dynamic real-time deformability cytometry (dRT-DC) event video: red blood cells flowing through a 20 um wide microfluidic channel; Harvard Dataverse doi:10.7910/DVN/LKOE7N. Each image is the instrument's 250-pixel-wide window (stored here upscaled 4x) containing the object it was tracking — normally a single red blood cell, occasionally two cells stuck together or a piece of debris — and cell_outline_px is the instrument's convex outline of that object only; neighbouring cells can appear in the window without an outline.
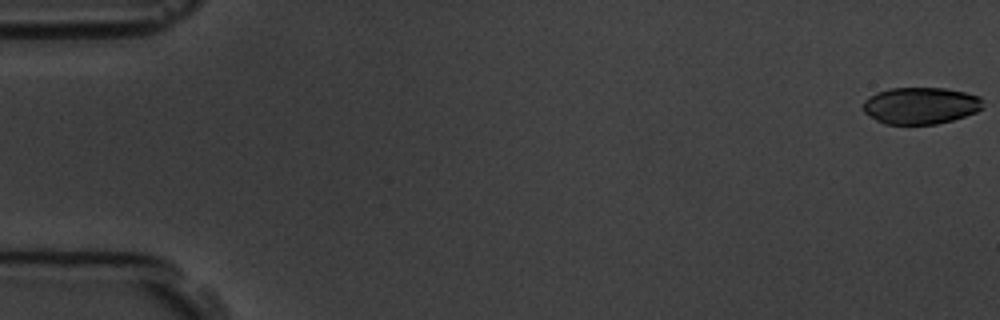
{"species": "common noctule bat (a hibernating species)", "species_latin": "Nyctalus noctula", "temperature_condition": "room temperature", "stored_images_in_passage": 58, "camera_frame_rate_fps": 3000, "um_per_image_px": 0.085, "animal": {"sex": "male", "body_mass_g": 19.5, "forearm_length_mm": 54.6}, "frame": {"image": 1, "passage_image": 1, "time_ms": 0.0, "image_size_px": [1000, 320], "cell_outline_px": [[984, 108], [976, 112], [952, 120], [936, 124], [884, 124], [876, 120], [864, 112], [864, 100], [868, 96], [876, 92], [892, 88], [944, 88], [964, 92], [980, 96]], "centroid_in_image_um": [78.25, 8.97], "position_along_channel_um": 6.8, "area_um2": 25.72}}
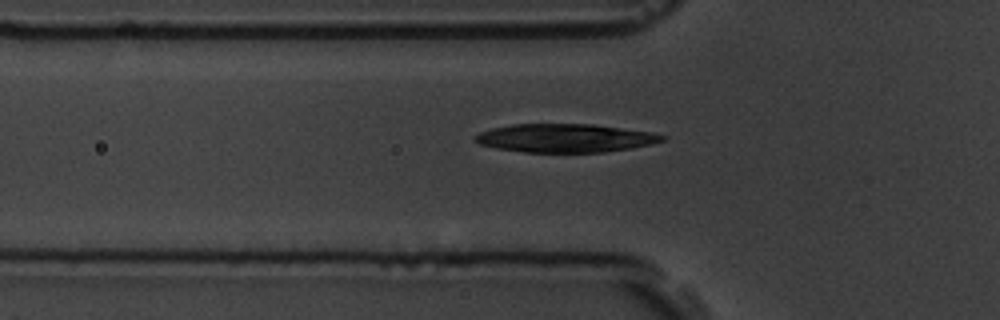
{"frame": {"image": 2, "passage_image": 20, "time_ms": 6.333, "image_size_px": [1000, 320], "cell_outline_px": [[668, 136], [664, 140], [652, 144], [632, 148], [604, 152], [524, 152], [496, 148], [480, 144], [472, 140], [472, 136], [480, 132], [492, 128], [512, 124], [592, 124], [652, 132]], "centroid_in_image_um": [48.03, 11.73], "position_along_channel_um": 77.8, "area_um2": 31.15}}
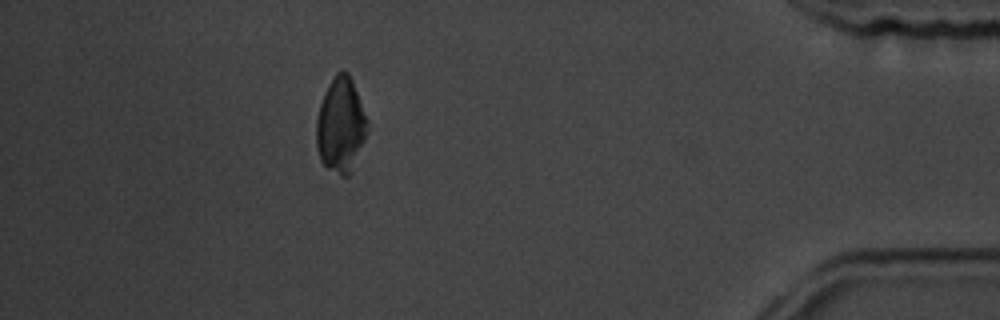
{"frame": {"image": 3, "passage_image": 52, "time_ms": 17.0, "image_size_px": [1000, 320], "cell_outline_px": [[368, 124], [364, 140], [352, 172], [348, 176], [340, 176], [328, 168], [320, 160], [316, 144], [316, 120], [320, 104], [324, 92], [336, 72], [344, 68], [348, 72], [352, 80], [368, 120]], "centroid_in_image_um": [28.95, 10.63], "position_along_channel_um": 406.2, "area_um2": 28.32}}